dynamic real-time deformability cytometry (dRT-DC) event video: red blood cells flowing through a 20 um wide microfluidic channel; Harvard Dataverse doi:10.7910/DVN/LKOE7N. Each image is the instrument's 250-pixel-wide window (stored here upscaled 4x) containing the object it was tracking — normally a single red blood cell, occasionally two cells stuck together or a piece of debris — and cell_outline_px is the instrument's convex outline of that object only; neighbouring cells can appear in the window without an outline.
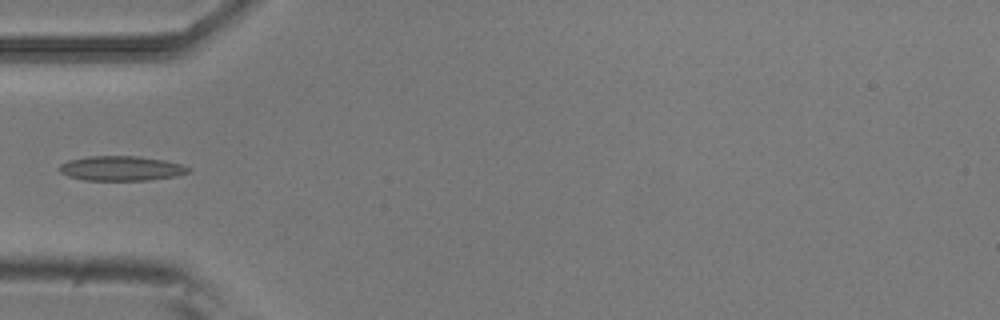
{"species": "common noctule bat (a hibernating species)", "species_latin": "Nyctalus noctula", "temperature_condition": "room temperature", "stored_images_in_passage": 5, "camera_frame_rate_fps": 3000, "um_per_image_px": 0.085, "animal": {"sex": "male", "body_mass_g": 20.5, "forearm_length_mm": 52.5}, "frame": {"image": 1, "passage_image": 3, "time_ms": 0.667, "image_size_px": [1000, 320], "cell_outline_px": [[192, 172], [176, 176], [148, 180], [84, 180], [68, 176], [60, 172], [60, 164], [68, 160], [88, 156], [136, 156], [164, 160], [180, 164], [192, 168]], "centroid_in_image_um": [10.33, 14.31], "position_along_channel_um": 74.7, "area_um2": 18.61}}
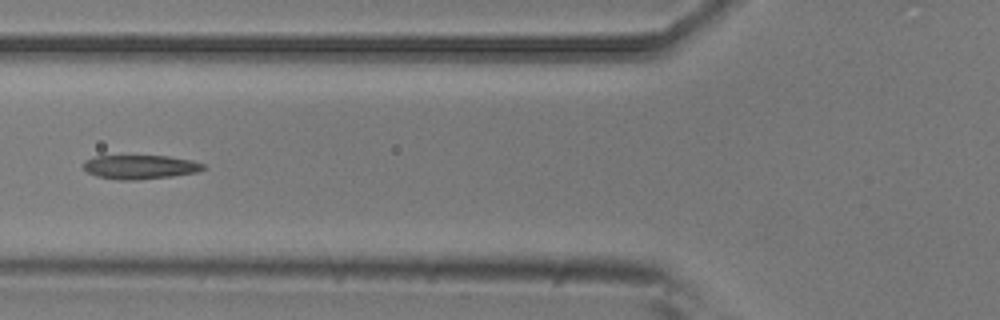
{"frame": {"image": 2, "passage_image": 4, "time_ms": 1.0, "image_size_px": [1000, 320], "cell_outline_px": [[204, 168], [196, 172], [172, 176], [136, 180], [120, 180], [96, 176], [88, 172], [84, 168], [84, 160], [96, 156], [168, 156], [192, 160], [204, 164]], "centroid_in_image_um": [11.89, 14.19], "position_along_channel_um": 113.9, "area_um2": 16.65}}
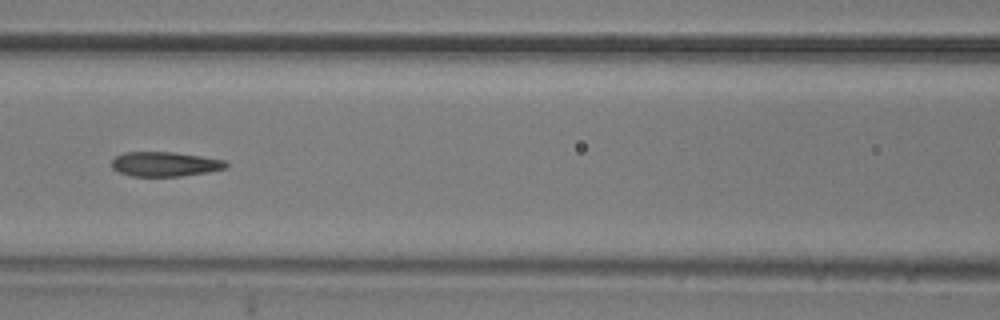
{"frame": {"image": 3, "passage_image": 5, "time_ms": 1.333, "image_size_px": [1000, 320], "cell_outline_px": [[228, 168], [208, 172], [180, 176], [132, 176], [120, 172], [112, 168], [112, 160], [116, 156], [124, 152], [172, 152], [200, 156], [224, 160], [228, 164]], "centroid_in_image_um": [14.03, 13.95], "position_along_channel_um": 152.6, "area_um2": 16.3}}